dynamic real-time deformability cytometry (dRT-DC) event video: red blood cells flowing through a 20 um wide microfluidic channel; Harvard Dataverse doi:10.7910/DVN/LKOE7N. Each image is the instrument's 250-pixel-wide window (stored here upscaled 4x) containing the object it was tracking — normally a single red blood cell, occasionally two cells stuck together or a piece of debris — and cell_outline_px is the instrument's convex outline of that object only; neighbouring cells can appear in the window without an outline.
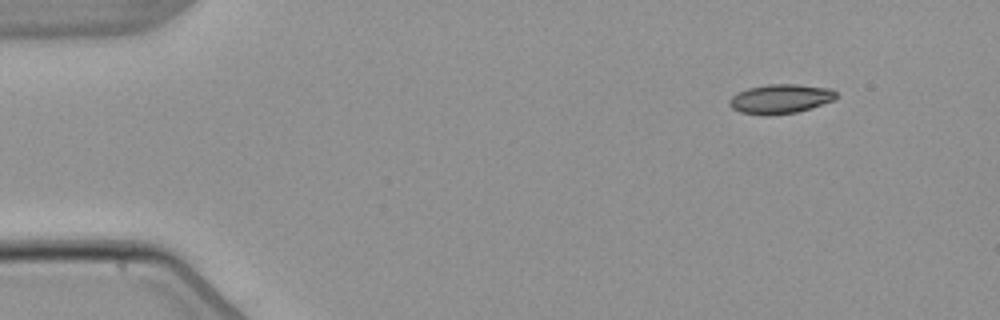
{"species": "common noctule bat (a hibernating species)", "species_latin": "Nyctalus noctula", "temperature_condition": "warm", "stored_images_in_passage": 3, "camera_frame_rate_fps": 3000, "um_per_image_px": 0.085, "animal": {"sex": "male", "body_mass_g": 21.5, "forearm_length_mm": 52.0}, "frame": {"image": 1, "passage_image": 1, "time_ms": 0.0, "image_size_px": [1000, 320], "cell_outline_px": [[836, 96], [832, 100], [796, 112], [768, 116], [764, 116], [740, 112], [732, 108], [728, 104], [728, 100], [732, 96], [748, 88], [768, 84], [796, 84], [832, 88], [836, 92]], "centroid_in_image_um": [66.29, 8.4], "position_along_channel_um": 18.7, "area_um2": 18.15}}
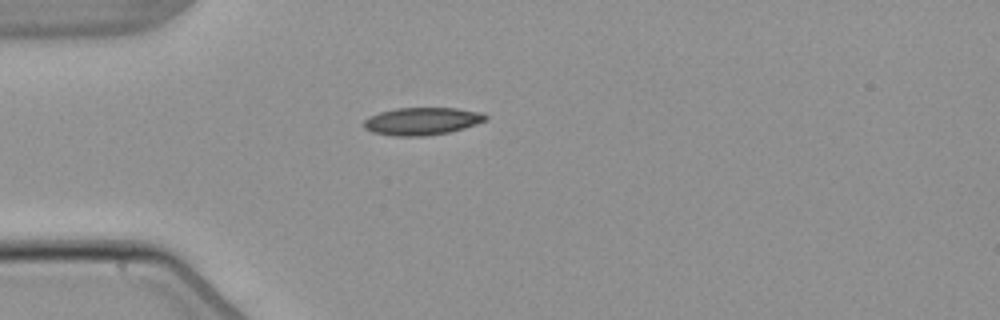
{"frame": {"image": 2, "passage_image": 3, "time_ms": 3.0, "image_size_px": [1000, 320], "cell_outline_px": [[488, 116], [484, 120], [464, 128], [448, 132], [424, 136], [392, 136], [372, 132], [364, 128], [364, 120], [380, 112], [396, 108], [456, 108], [484, 112]], "centroid_in_image_um": [35.87, 10.3], "position_along_channel_um": 49.1, "area_um2": 19.42}}